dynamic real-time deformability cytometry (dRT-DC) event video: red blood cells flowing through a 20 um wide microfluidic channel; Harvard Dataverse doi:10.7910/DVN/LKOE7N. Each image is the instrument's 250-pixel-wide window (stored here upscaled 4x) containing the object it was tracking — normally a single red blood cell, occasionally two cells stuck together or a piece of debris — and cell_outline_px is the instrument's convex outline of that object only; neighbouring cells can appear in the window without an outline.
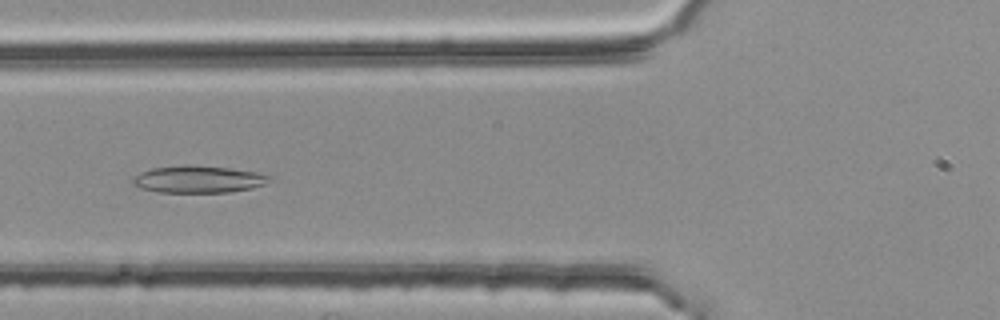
{"species": "common noctule bat (a hibernating species)", "species_latin": "Nyctalus noctula", "temperature_condition": "room temperature", "stored_images_in_passage": 46, "camera_frame_rate_fps": 3000, "um_per_image_px": 0.085, "animal": {"sex": "female", "body_mass_g": 25.1}, "frame": {"image": 1, "passage_image": 20, "time_ms": 6.333, "image_size_px": [1000, 320], "cell_outline_px": [[272, 180], [264, 184], [252, 188], [232, 192], [156, 192], [140, 188], [132, 184], [132, 180], [140, 172], [152, 168], [184, 164], [192, 164], [228, 168], [256, 172], [272, 176]], "centroid_in_image_um": [16.86, 15.23], "position_along_channel_um": 108.9, "area_um2": 21.79}}
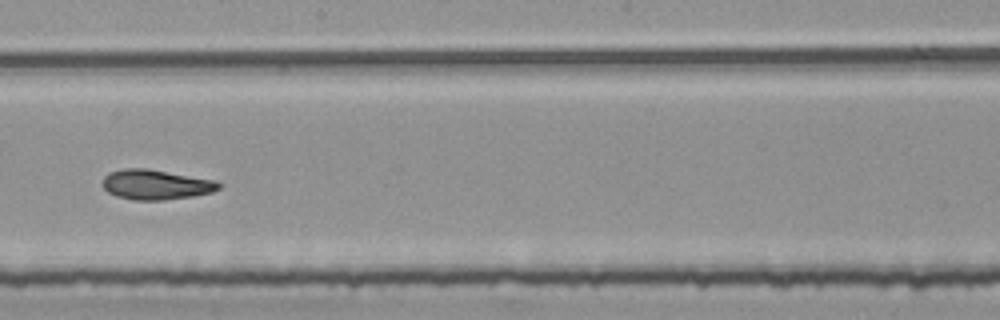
{"frame": {"image": 2, "passage_image": 30, "time_ms": 9.667, "image_size_px": [1000, 320], "cell_outline_px": [[224, 184], [220, 188], [212, 192], [192, 196], [160, 200], [132, 200], [116, 196], [108, 192], [100, 184], [104, 176], [108, 172], [124, 168], [144, 168], [216, 180]], "centroid_in_image_um": [13.22, 15.69], "position_along_channel_um": 235.0, "area_um2": 20.4}}
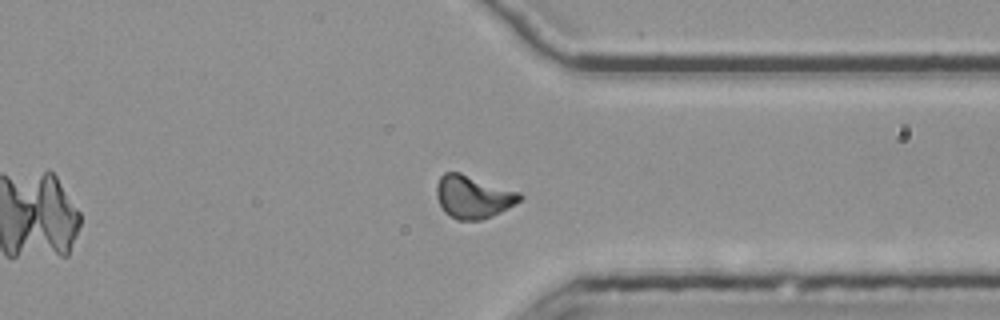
{"frame": {"image": 3, "passage_image": 41, "time_ms": 13.333, "image_size_px": [1000, 320], "cell_outline_px": [[524, 196], [516, 204], [492, 216], [480, 220], [456, 220], [444, 212], [436, 196], [436, 184], [440, 176], [444, 172], [460, 172], [520, 192]], "centroid_in_image_um": [40.21, 16.72], "position_along_channel_um": 371.2, "area_um2": 20.92}, "authors_computed_cell_mechanics": {"area_um2": 20.5768, "velocity_mm_per_s": 3.7855, "shape_relaxation_time_tau1_ms": null, "shape_relaxation_time_tau2_ms": 2.9534, "deformation_change_tau1": null, "deformation_change_tau2": 0.1011}}